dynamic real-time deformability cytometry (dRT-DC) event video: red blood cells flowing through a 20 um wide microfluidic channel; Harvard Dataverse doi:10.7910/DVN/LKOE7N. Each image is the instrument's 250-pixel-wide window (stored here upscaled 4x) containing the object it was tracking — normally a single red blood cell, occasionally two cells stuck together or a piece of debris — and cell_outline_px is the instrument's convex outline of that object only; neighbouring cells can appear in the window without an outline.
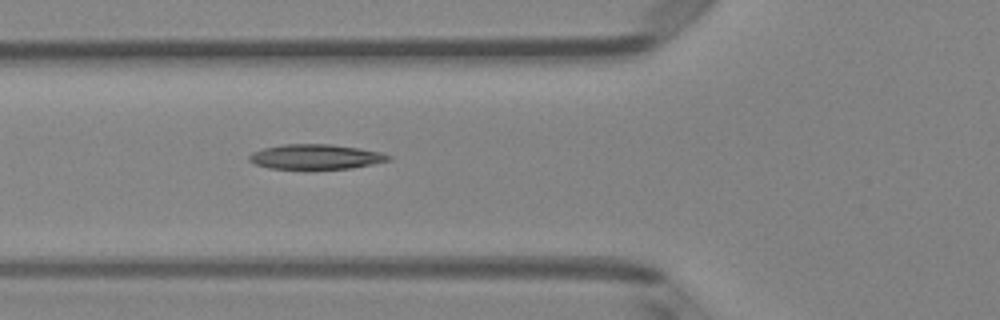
{"species": "Egyptian fruit bat (a non-hibernating species)", "species_latin": "Rousettus aegyptiacus", "temperature_condition": "room temperature", "stored_images_in_passage": 34, "camera_frame_rate_fps": 3000, "um_per_image_px": 0.085, "animal": {"sex": "female"}, "frame": {"image": 1, "passage_image": 3, "time_ms": 0.667, "image_size_px": [1000, 320], "cell_outline_px": [[392, 156], [388, 160], [372, 164], [352, 168], [308, 172], [268, 168], [256, 164], [248, 160], [248, 156], [252, 152], [264, 148], [284, 144], [332, 144], [360, 148], [380, 152]], "centroid_in_image_um": [26.79, 13.37], "position_along_channel_um": 99.0, "area_um2": 21.15}}
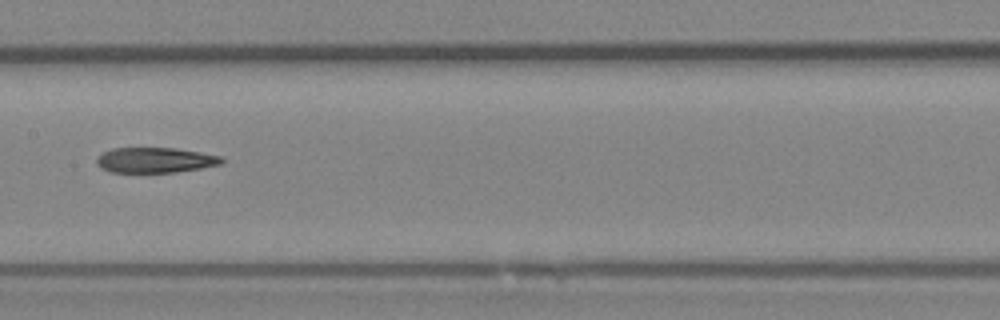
{"frame": {"image": 2, "passage_image": 10, "time_ms": 3.0, "image_size_px": [1000, 320], "cell_outline_px": [[224, 160], [220, 164], [200, 168], [176, 172], [108, 172], [100, 168], [96, 164], [96, 160], [104, 152], [112, 148], [176, 148], [200, 152], [220, 156]], "centroid_in_image_um": [13.16, 13.61], "position_along_channel_um": 194.2, "area_um2": 18.32}}
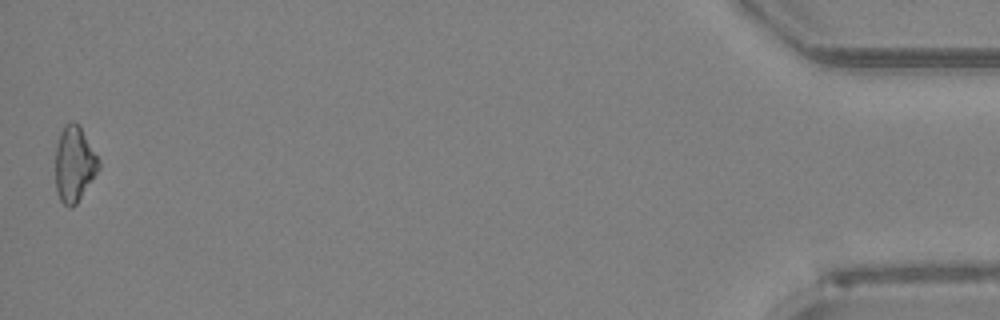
{"frame": {"image": 3, "passage_image": 34, "time_ms": 11.0, "image_size_px": [1000, 320], "cell_outline_px": [[100, 168], [76, 204], [72, 208], [68, 208], [60, 200], [56, 192], [56, 144], [60, 132], [64, 124], [72, 120], [80, 124], [100, 160]], "centroid_in_image_um": [6.32, 13.91], "position_along_channel_um": 428.9, "area_um2": 19.36}, "authors_computed_cell_mechanics": {"area_um2": 19.363, "velocity_mm_per_s": 4.0861, "shape_relaxation_time_tau1_ms": null, "shape_relaxation_time_tau2_ms": 7.8646, "deformation_change_tau1": null, "deformation_change_tau2": 0.2025}}